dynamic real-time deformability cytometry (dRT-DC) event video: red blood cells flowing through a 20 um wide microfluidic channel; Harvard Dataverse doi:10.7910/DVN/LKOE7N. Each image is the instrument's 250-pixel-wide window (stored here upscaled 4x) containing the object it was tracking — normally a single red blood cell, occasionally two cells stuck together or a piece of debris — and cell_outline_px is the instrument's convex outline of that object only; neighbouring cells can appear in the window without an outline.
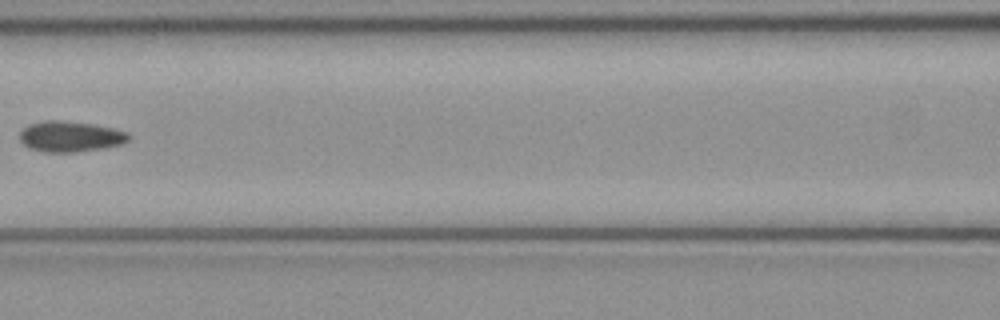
{"species": "common noctule bat (a hibernating species)", "species_latin": "Nyctalus noctula", "temperature_condition": "cold", "stored_images_in_passage": 7, "camera_frame_rate_fps": 3000, "um_per_image_px": 0.085, "animal": {"sex": "female", "body_mass_g": 21.9}, "frame": {"image": 1, "passage_image": 6, "time_ms": 1.667, "image_size_px": [1000, 320], "cell_outline_px": [[132, 136], [128, 140], [120, 144], [104, 148], [76, 152], [44, 152], [32, 148], [24, 144], [20, 140], [20, 132], [28, 124], [44, 120], [56, 120], [92, 124], [112, 128], [128, 132]], "centroid_in_image_um": [5.98, 11.6], "position_along_channel_um": 160.6, "area_um2": 19.36}}
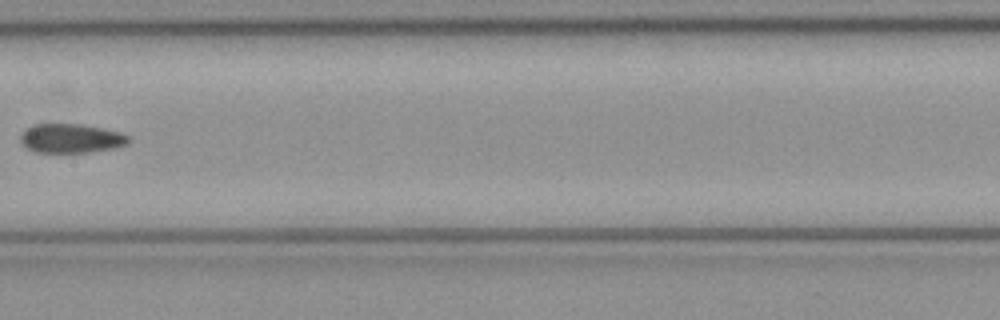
{"frame": {"image": 2, "passage_image": 7, "time_ms": 2.0, "image_size_px": [1000, 320], "cell_outline_px": [[132, 140], [128, 144], [116, 148], [88, 152], [36, 152], [20, 144], [20, 132], [32, 124], [80, 124], [120, 132], [128, 136]], "centroid_in_image_um": [6.02, 11.76], "position_along_channel_um": 201.4, "area_um2": 18.5}}